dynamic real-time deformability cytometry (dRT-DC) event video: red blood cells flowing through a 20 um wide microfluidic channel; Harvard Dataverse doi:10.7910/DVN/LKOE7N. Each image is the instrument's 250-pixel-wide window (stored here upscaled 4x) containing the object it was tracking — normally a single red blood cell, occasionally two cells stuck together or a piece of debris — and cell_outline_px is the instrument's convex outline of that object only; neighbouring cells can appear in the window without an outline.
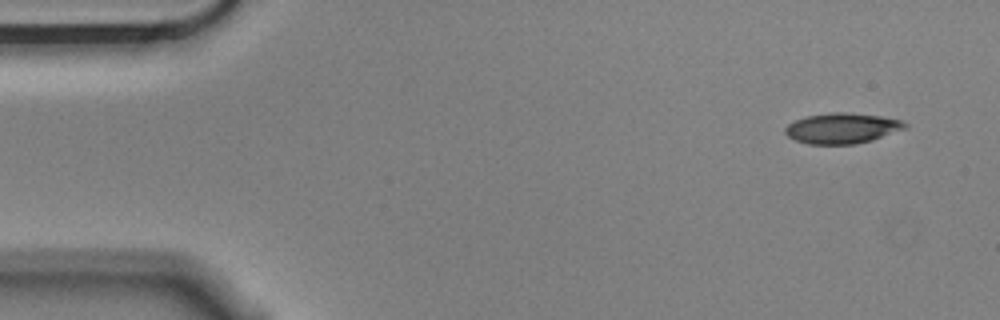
{"species": "Egyptian fruit bat (a non-hibernating species)", "species_latin": "Rousettus aegyptiacus", "temperature_condition": "cold", "stored_images_in_passage": 5, "camera_frame_rate_fps": 3000, "um_per_image_px": 0.085, "animal": {"sex": "male"}, "frame": {"image": 1, "passage_image": 1, "time_ms": 0.0, "image_size_px": [1000, 320], "cell_outline_px": [[908, 128], [872, 140], [856, 144], [808, 144], [796, 140], [788, 136], [784, 132], [784, 128], [788, 124], [796, 120], [808, 116], [832, 112], [844, 112], [880, 116], [904, 120], [908, 124]], "centroid_in_image_um": [71.62, 10.9], "position_along_channel_um": 13.4, "area_um2": 21.33}}
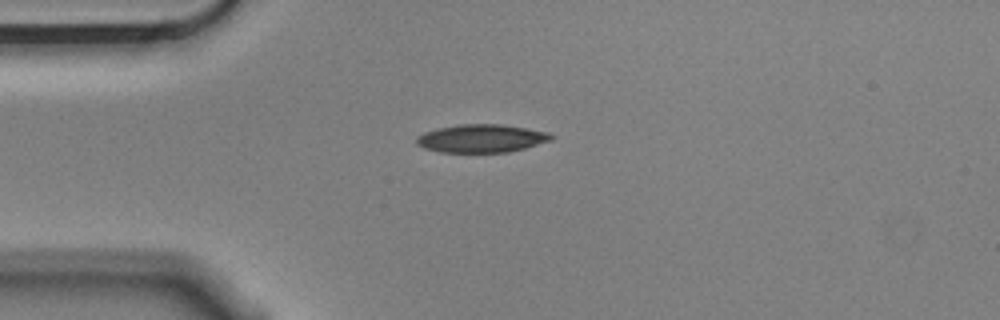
{"frame": {"image": 2, "passage_image": 4, "time_ms": 1.0, "image_size_px": [1000, 320], "cell_outline_px": [[556, 136], [552, 140], [524, 148], [508, 152], [440, 152], [424, 148], [416, 144], [416, 136], [424, 132], [440, 128], [460, 124], [500, 124], [548, 132]], "centroid_in_image_um": [40.92, 11.77], "position_along_channel_um": 44.1, "area_um2": 21.96}}
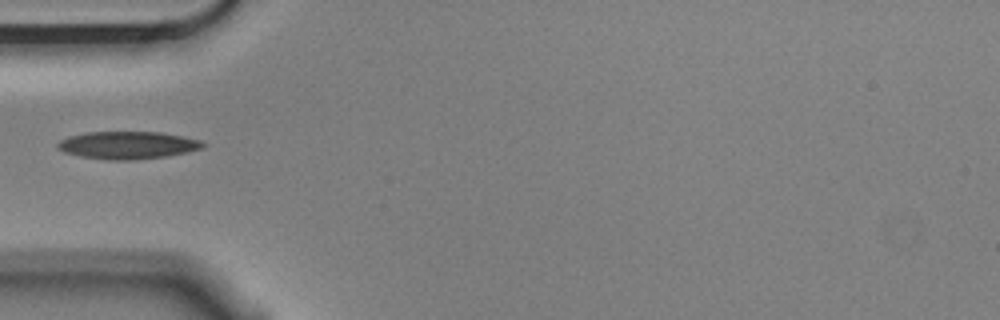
{"frame": {"image": 3, "passage_image": 5, "time_ms": 1.333, "image_size_px": [1000, 320], "cell_outline_px": [[208, 144], [204, 148], [188, 152], [168, 156], [132, 160], [108, 160], [80, 156], [64, 152], [56, 148], [56, 144], [60, 140], [68, 136], [84, 132], [160, 132], [200, 140]], "centroid_in_image_um": [10.85, 12.34], "position_along_channel_um": 74.2, "area_um2": 23.52}}